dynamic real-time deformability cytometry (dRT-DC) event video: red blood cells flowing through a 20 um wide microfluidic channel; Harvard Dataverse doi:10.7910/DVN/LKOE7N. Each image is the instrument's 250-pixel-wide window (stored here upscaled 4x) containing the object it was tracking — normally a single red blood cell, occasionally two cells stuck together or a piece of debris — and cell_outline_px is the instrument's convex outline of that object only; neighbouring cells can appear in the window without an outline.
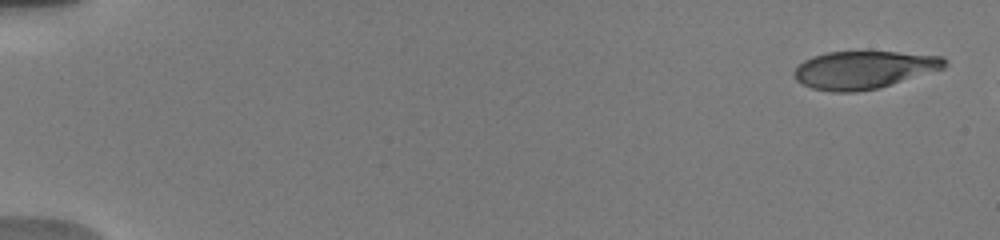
{"species": "human", "species_latin": "Homo sapiens", "temperature_condition": "warm", "stored_images_in_passage": 8, "camera_frame_rate_fps": 3000, "um_per_image_px": 0.085, "donor": {"sex": "male"}, "frame": {"image": 1, "passage_image": 2, "time_ms": 0.333, "image_size_px": [1000, 240], "cell_outline_px": [[948, 64], [944, 68], [876, 88], [856, 92], [832, 92], [812, 88], [796, 80], [792, 72], [804, 60], [812, 56], [828, 52], [896, 52], [944, 56], [948, 60]], "centroid_in_image_um": [73.42, 5.92], "position_along_channel_um": 11.6, "area_um2": 32.83}}